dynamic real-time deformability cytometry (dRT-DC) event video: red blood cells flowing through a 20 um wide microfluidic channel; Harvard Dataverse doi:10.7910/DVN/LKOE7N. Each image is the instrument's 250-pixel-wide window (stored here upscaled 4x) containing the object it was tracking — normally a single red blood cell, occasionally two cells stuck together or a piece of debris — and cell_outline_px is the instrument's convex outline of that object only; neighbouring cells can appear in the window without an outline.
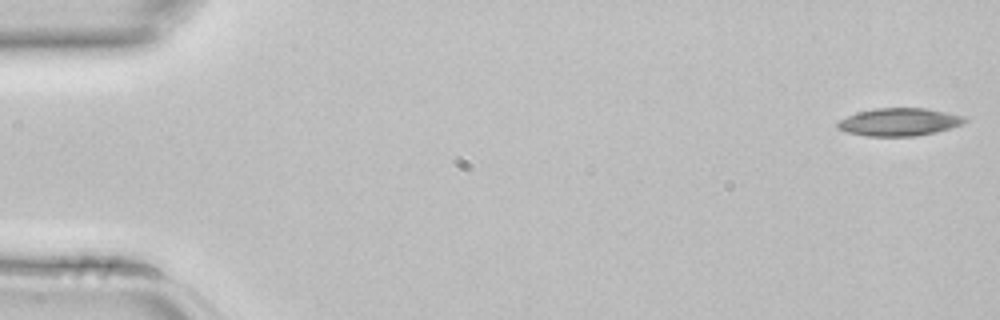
{"species": "common noctule bat (a hibernating species)", "species_latin": "Nyctalus noctula", "temperature_condition": "room temperature", "stored_images_in_passage": 3, "camera_frame_rate_fps": 3000, "um_per_image_px": 0.085, "animal": {"sex": "female", "body_mass_g": 22.7, "forearm_length_mm": 54.2}, "frame": {"image": 1, "passage_image": 1, "time_ms": 0.0, "image_size_px": [1000, 320], "cell_outline_px": [[968, 120], [964, 124], [952, 128], [936, 132], [916, 136], [864, 136], [844, 132], [836, 128], [836, 124], [840, 120], [856, 112], [876, 108], [924, 108], [964, 116]], "centroid_in_image_um": [76.41, 10.38], "position_along_channel_um": 8.6, "area_um2": 20.75}}
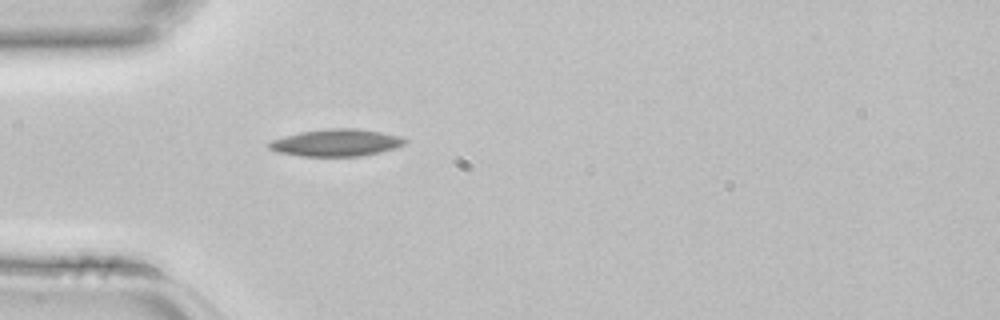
{"frame": {"image": 2, "passage_image": 3, "time_ms": 0.667, "image_size_px": [1000, 320], "cell_outline_px": [[408, 140], [404, 144], [396, 148], [380, 152], [360, 156], [300, 156], [276, 152], [268, 148], [264, 144], [272, 140], [284, 136], [300, 132], [328, 128], [356, 128], [380, 132], [400, 136]], "centroid_in_image_um": [28.54, 12.13], "position_along_channel_um": 56.5, "area_um2": 21.62}}